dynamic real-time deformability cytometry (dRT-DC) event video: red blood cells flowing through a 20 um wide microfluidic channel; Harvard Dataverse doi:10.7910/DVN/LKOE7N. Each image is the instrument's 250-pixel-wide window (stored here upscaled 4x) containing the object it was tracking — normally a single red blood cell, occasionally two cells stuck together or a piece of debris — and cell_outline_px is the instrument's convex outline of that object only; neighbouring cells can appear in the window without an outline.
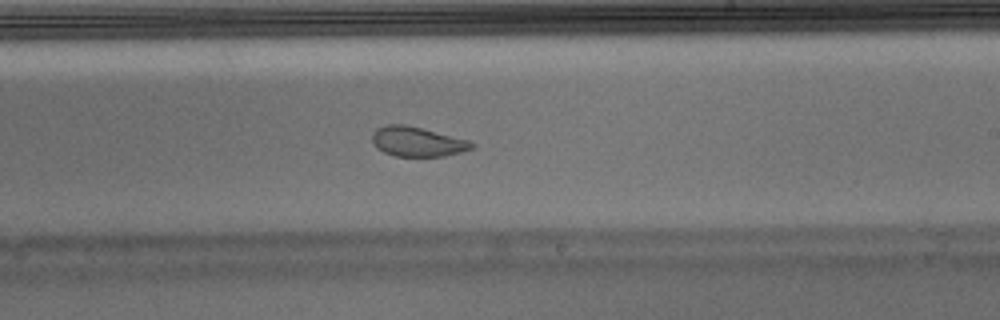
{"species": "Egyptian fruit bat (a non-hibernating species)", "species_latin": "Rousettus aegyptiacus", "temperature_condition": "warm", "stored_images_in_passage": 51, "segment_of_instrument_passage": [1, 2], "camera_frame_rate_fps": 3000, "um_per_image_px": 0.085, "animal": {"sex": "male"}, "frame": {"image": 1, "passage_image": 30, "time_ms": 9.667, "image_size_px": [1000, 320], "cell_outline_px": [[476, 144], [472, 148], [460, 152], [444, 156], [396, 156], [384, 152], [376, 148], [372, 144], [372, 132], [376, 128], [388, 124], [404, 124], [468, 140]], "centroid_in_image_um": [35.42, 12.04], "position_along_channel_um": 253.6, "area_um2": 17.11}}